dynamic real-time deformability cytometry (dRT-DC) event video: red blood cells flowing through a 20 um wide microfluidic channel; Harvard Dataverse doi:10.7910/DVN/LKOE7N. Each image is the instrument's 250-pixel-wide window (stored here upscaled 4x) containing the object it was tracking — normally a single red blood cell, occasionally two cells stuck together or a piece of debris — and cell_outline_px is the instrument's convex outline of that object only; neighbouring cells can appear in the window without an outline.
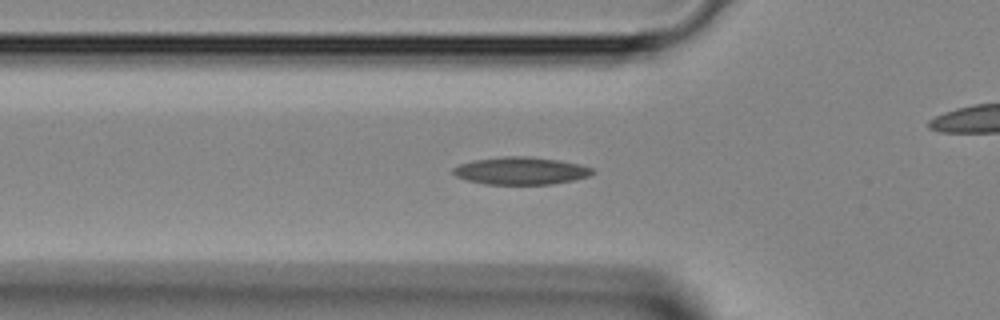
{"species": "Egyptian fruit bat (a non-hibernating species)", "species_latin": "Rousettus aegyptiacus", "temperature_condition": "room temperature", "stored_images_in_passage": 32, "camera_frame_rate_fps": 3000, "um_per_image_px": 0.085, "animal": {"sex": "female"}, "frame": {"image": 1, "passage_image": 2, "time_ms": 0.333, "image_size_px": [1000, 320], "cell_outline_px": [[596, 172], [588, 176], [572, 180], [552, 184], [484, 184], [468, 180], [456, 176], [452, 172], [452, 168], [460, 164], [472, 160], [504, 156], [528, 156], [560, 160], [580, 164], [592, 168]], "centroid_in_image_um": [44.27, 14.51], "position_along_channel_um": 81.5, "area_um2": 22.37}}
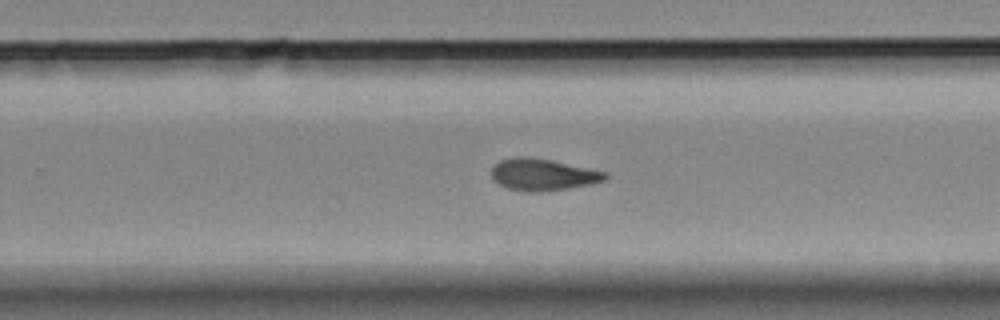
{"frame": {"image": 2, "passage_image": 15, "time_ms": 4.667, "image_size_px": [1000, 320], "cell_outline_px": [[608, 176], [604, 180], [592, 184], [568, 188], [540, 192], [528, 192], [508, 188], [492, 180], [492, 168], [500, 160], [512, 156], [528, 156], [552, 160], [608, 172]], "centroid_in_image_um": [46.14, 14.83], "position_along_channel_um": 283.7, "area_um2": 21.21}}
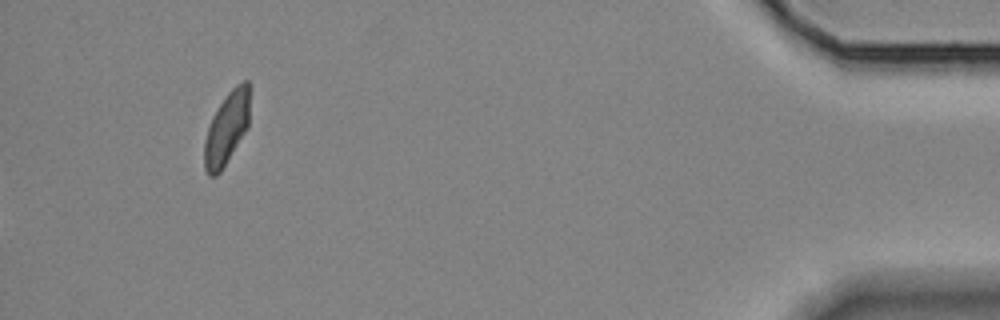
{"frame": {"image": 3, "passage_image": 32, "time_ms": 10.333, "image_size_px": [1000, 320], "cell_outline_px": [[248, 128], [220, 172], [216, 176], [208, 176], [204, 168], [204, 140], [212, 116], [228, 92], [236, 84], [244, 80], [248, 80]], "centroid_in_image_um": [19.24, 10.93], "position_along_channel_um": 416.0, "area_um2": 18.96}}